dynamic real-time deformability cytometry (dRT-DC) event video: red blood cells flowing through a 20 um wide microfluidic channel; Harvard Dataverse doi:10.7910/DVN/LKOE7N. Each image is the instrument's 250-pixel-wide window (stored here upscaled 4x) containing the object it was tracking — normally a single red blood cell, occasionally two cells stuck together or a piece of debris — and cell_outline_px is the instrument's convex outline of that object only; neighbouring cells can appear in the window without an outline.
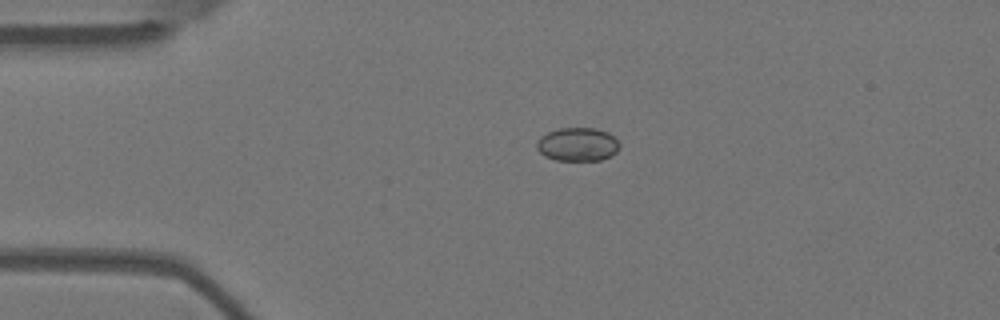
{"species": "Egyptian fruit bat (a non-hibernating species)", "species_latin": "Rousettus aegyptiacus", "temperature_condition": "warm", "stored_images_in_passage": 2, "camera_frame_rate_fps": 3000, "um_per_image_px": 0.085, "animal": {"sex": "female"}, "frame": {"image": 1, "passage_image": 1, "time_ms": 0.0, "image_size_px": [1000, 320], "cell_outline_px": [[620, 148], [612, 156], [600, 160], [556, 160], [544, 156], [536, 148], [536, 140], [540, 136], [548, 132], [560, 128], [596, 128], [608, 132], [620, 144]], "centroid_in_image_um": [49.08, 12.27], "position_along_channel_um": 35.9, "area_um2": 16.3}}